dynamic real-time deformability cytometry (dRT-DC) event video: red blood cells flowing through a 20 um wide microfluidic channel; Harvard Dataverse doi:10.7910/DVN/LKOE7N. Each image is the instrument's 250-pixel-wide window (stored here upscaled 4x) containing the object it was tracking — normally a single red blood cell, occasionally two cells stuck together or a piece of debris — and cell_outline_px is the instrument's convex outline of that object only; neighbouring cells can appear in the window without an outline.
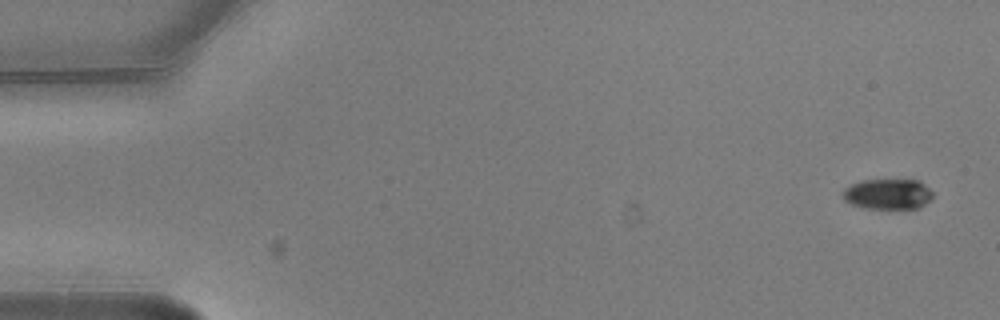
{"species": "common noctule bat (a hibernating species)", "species_latin": "Nyctalus noctula", "temperature_condition": "warm", "stored_images_in_passage": 5, "camera_frame_rate_fps": 3000, "um_per_image_px": 0.085, "animal": {"sex": "male", "body_mass_g": 20.5, "forearm_length_mm": 52.5}, "frame": {"image": 1, "passage_image": 1, "time_ms": 0.0, "image_size_px": [1000, 320], "cell_outline_px": [[932, 196], [920, 208], [864, 208], [852, 204], [844, 200], [844, 188], [848, 184], [860, 180], [920, 180], [932, 192]], "centroid_in_image_um": [75.43, 16.48], "position_along_channel_um": 9.6, "area_um2": 15.9}}
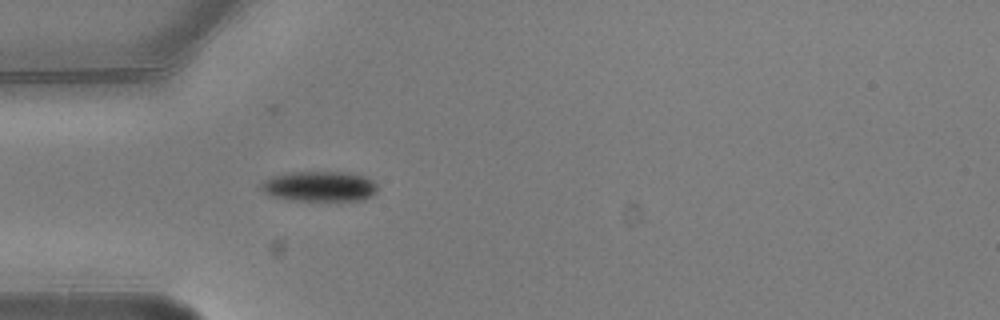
{"frame": {"image": 2, "passage_image": 5, "time_ms": 1.333, "image_size_px": [1000, 320], "cell_outline_px": [[376, 192], [372, 196], [364, 200], [292, 200], [272, 196], [264, 192], [260, 188], [260, 184], [264, 180], [272, 176], [288, 172], [344, 172], [364, 176], [372, 180], [376, 184]], "centroid_in_image_um": [27.14, 15.83], "position_along_channel_um": 57.9, "area_um2": 20.46}}